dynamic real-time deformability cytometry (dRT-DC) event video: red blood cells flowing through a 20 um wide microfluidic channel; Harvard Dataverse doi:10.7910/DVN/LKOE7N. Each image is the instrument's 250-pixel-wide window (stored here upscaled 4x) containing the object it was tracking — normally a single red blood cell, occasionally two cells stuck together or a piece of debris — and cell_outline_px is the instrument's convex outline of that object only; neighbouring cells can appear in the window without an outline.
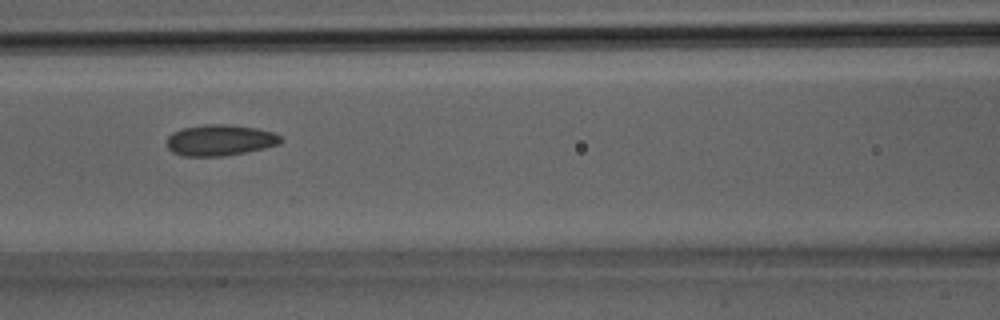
{"species": "Egyptian fruit bat (a non-hibernating species)", "species_latin": "Rousettus aegyptiacus", "temperature_condition": "room temperature", "stored_images_in_passage": 32, "camera_frame_rate_fps": 3000, "um_per_image_px": 0.085, "animal": {"sex": "male"}, "frame": {"image": 1, "passage_image": 14, "time_ms": 4.333, "image_size_px": [1000, 320], "cell_outline_px": [[284, 140], [280, 144], [264, 148], [224, 156], [184, 156], [172, 152], [168, 148], [168, 136], [172, 132], [184, 128], [204, 124], [224, 124], [256, 128], [272, 132], [280, 136]], "centroid_in_image_um": [18.7, 11.91], "position_along_channel_um": 147.9, "area_um2": 20.52}}
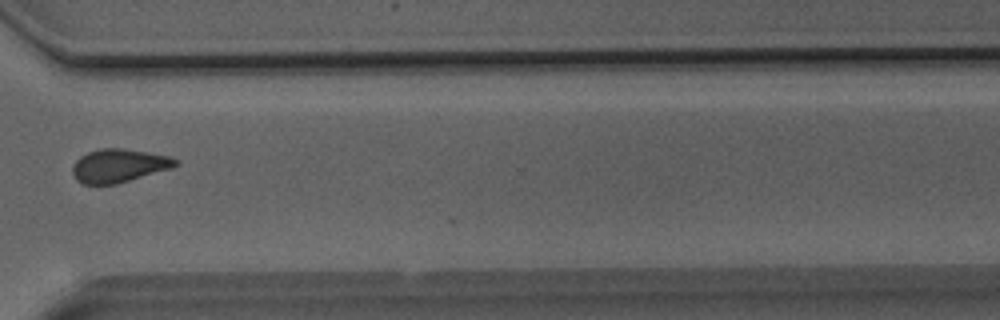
{"frame": {"image": 2, "passage_image": 24, "time_ms": 7.667, "image_size_px": [1000, 320], "cell_outline_px": [[180, 164], [172, 168], [116, 184], [84, 184], [76, 180], [72, 172], [72, 164], [80, 156], [88, 152], [100, 148], [124, 148], [168, 156], [180, 160]], "centroid_in_image_um": [10.1, 14.07], "position_along_channel_um": 360.5, "area_um2": 20.11}}
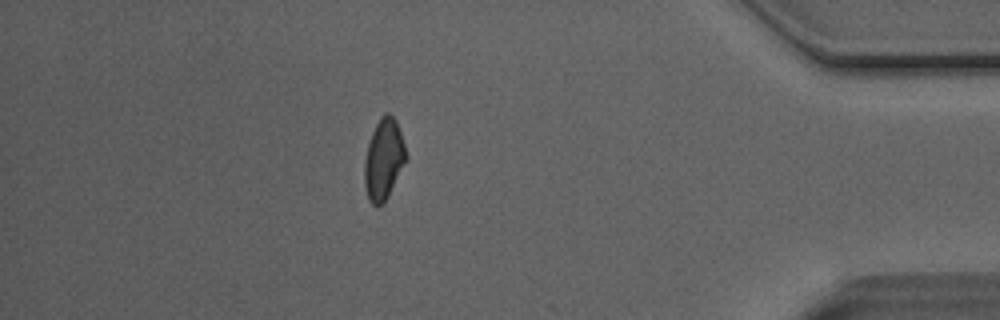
{"frame": {"image": 3, "passage_image": 28, "time_ms": 9.0, "image_size_px": [1000, 320], "cell_outline_px": [[408, 156], [388, 196], [380, 204], [372, 204], [368, 200], [364, 184], [364, 160], [368, 144], [372, 132], [380, 116], [384, 112], [388, 112], [396, 120]], "centroid_in_image_um": [32.6, 13.51], "position_along_channel_um": 402.6, "area_um2": 19.42}}